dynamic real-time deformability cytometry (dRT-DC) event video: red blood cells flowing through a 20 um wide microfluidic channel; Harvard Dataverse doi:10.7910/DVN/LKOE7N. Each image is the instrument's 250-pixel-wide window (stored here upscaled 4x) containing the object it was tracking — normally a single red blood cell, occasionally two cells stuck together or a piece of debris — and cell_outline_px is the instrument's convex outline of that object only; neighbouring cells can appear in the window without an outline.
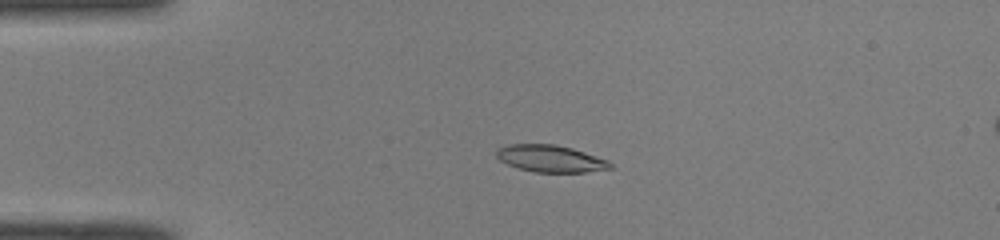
{"species": "common noctule bat (a hibernating species)", "species_latin": "Nyctalus noctula", "temperature_condition": "room temperature", "stored_images_in_passage": 50, "camera_frame_rate_fps": 3000, "um_per_image_px": 0.085, "animal": {"sex": "male", "body_mass_g": 19.0, "forearm_length_mm": 50.8}, "frame": {"image": 1, "passage_image": 12, "time_ms": 3.667, "image_size_px": [1000, 240], "cell_outline_px": [[616, 168], [584, 172], [536, 172], [520, 168], [508, 164], [500, 160], [496, 156], [496, 148], [508, 144], [556, 144], [572, 148], [608, 160]], "centroid_in_image_um": [46.81, 13.47], "position_along_channel_um": 38.2, "area_um2": 17.92}}
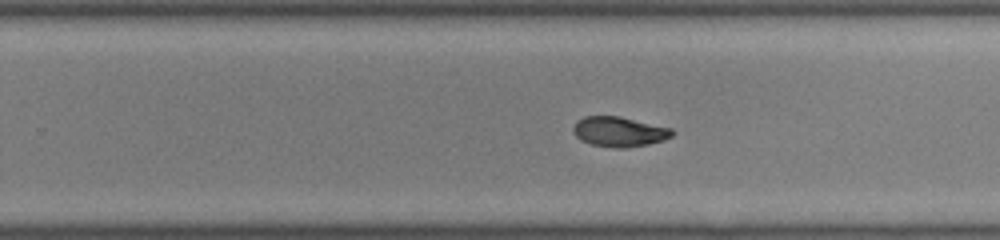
{"frame": {"image": 2, "passage_image": 32, "time_ms": 10.333, "image_size_px": [1000, 240], "cell_outline_px": [[676, 132], [672, 136], [664, 140], [648, 144], [624, 148], [612, 148], [592, 144], [580, 140], [572, 132], [572, 128], [576, 120], [584, 116], [620, 116], [672, 128]], "centroid_in_image_um": [52.62, 11.19], "position_along_channel_um": 277.2, "area_um2": 17.51}}
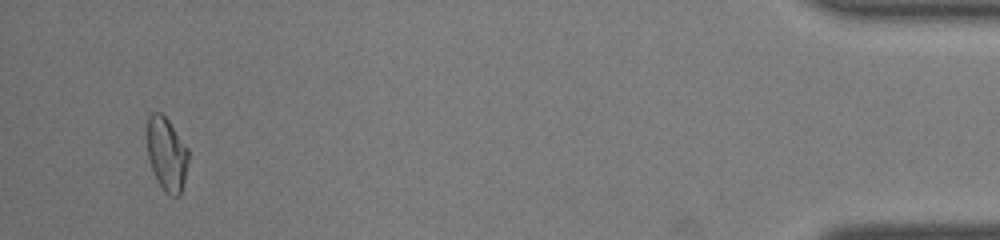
{"frame": {"image": 3, "passage_image": 48, "time_ms": 15.667, "image_size_px": [1000, 240], "cell_outline_px": [[188, 160], [184, 180], [180, 196], [172, 196], [164, 192], [156, 180], [148, 156], [148, 116], [152, 112], [160, 112], [168, 120], [188, 148]], "centroid_in_image_um": [14.17, 13.12], "position_along_channel_um": 421.0, "area_um2": 17.51}, "authors_computed_cell_mechanics": {"area_um2": 17.7446, "velocity_mm_per_s": 4.101, "shape_relaxation_time_tau1_ms": null, "shape_relaxation_time_tau2_ms": 3.2677, "deformation_change_tau1": null, "deformation_change_tau2": 0.0805}}